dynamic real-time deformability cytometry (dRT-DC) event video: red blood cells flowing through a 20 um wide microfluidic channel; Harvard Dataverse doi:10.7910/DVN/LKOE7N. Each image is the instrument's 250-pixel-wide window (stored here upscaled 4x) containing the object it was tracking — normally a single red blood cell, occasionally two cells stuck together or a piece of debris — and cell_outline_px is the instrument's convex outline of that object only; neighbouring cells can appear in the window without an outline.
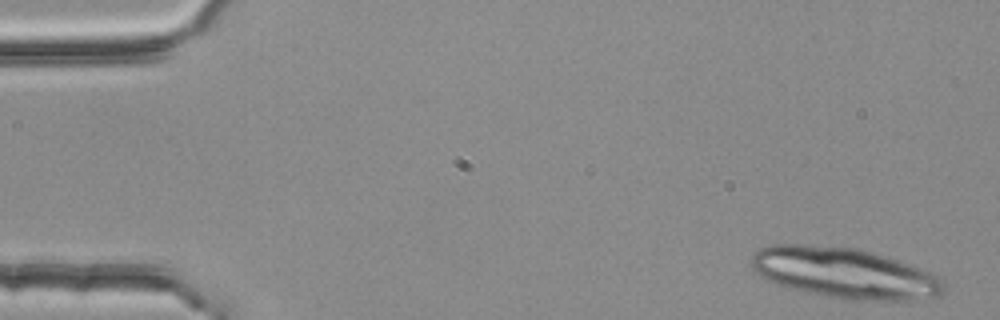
{"species": "common noctule bat (a hibernating species)", "species_latin": "Nyctalus noctula", "temperature_condition": "room temperature", "stored_images_in_passage": 5, "camera_frame_rate_fps": 3000, "um_per_image_px": 0.085, "animal": {"sex": "female", "body_mass_g": 25.1}, "frame": {"image": 1, "passage_image": 1, "time_ms": 0.0, "image_size_px": [1000, 320], "cell_outline_px": [[944, 292], [940, 296], [912, 300], [844, 300], [804, 292], [788, 288], [768, 280], [760, 276], [752, 268], [752, 256], [760, 248], [772, 244], [804, 244], [860, 248], [888, 256], [928, 272], [944, 280]], "centroid_in_image_um": [71.77, 23.21], "position_along_channel_um": 13.2, "area_um2": 57.05}}